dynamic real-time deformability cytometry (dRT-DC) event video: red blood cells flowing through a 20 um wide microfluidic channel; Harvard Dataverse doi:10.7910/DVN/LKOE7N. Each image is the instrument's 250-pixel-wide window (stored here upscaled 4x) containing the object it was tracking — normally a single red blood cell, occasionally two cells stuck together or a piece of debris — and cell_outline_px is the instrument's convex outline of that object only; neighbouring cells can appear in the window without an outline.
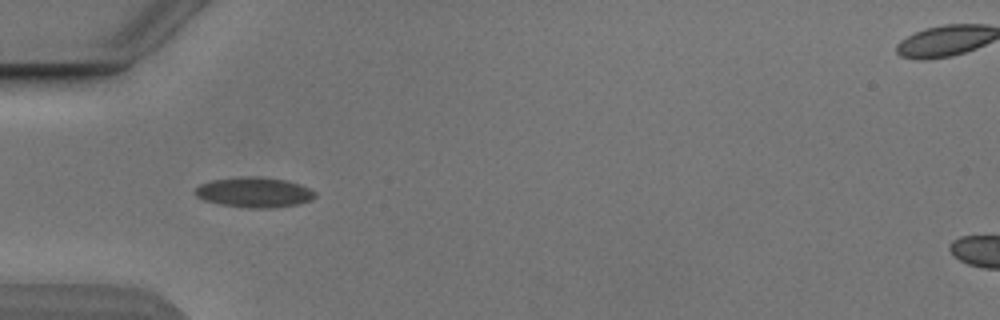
{"species": "Egyptian fruit bat (a non-hibernating species)", "species_latin": "Rousettus aegyptiacus", "temperature_condition": "cold", "stored_images_in_passage": 37, "camera_frame_rate_fps": 3000, "um_per_image_px": 0.085, "animal": {"sex": "male"}, "frame": {"image": 1, "passage_image": 1, "time_ms": 0.0, "image_size_px": [1000, 320], "cell_outline_px": [[316, 196], [312, 200], [300, 204], [272, 208], [248, 208], [220, 204], [204, 200], [196, 196], [192, 192], [200, 184], [212, 180], [244, 176], [256, 176], [288, 180], [300, 184], [316, 192]], "centroid_in_image_um": [21.62, 16.35], "position_along_channel_um": 63.4, "area_um2": 21.33}}
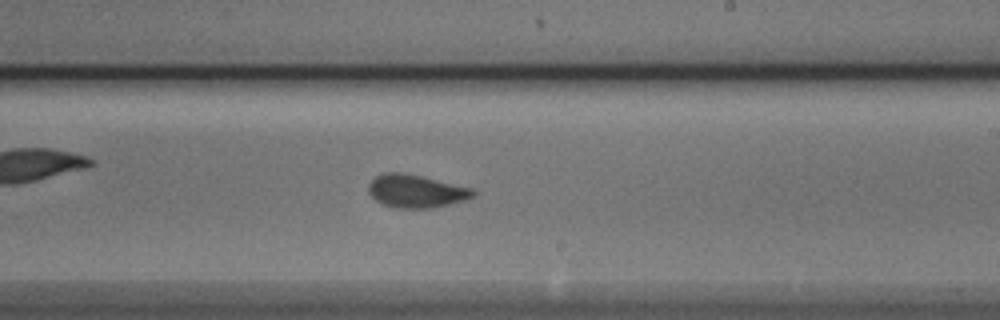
{"frame": {"image": 2, "passage_image": 16, "time_ms": 5.0, "image_size_px": [1000, 320], "cell_outline_px": [[476, 196], [464, 200], [432, 208], [396, 208], [384, 204], [376, 200], [368, 192], [368, 184], [376, 176], [384, 172], [400, 172], [420, 176], [472, 188], [476, 192]], "centroid_in_image_um": [35.35, 16.25], "position_along_channel_um": 253.6, "area_um2": 19.94}}
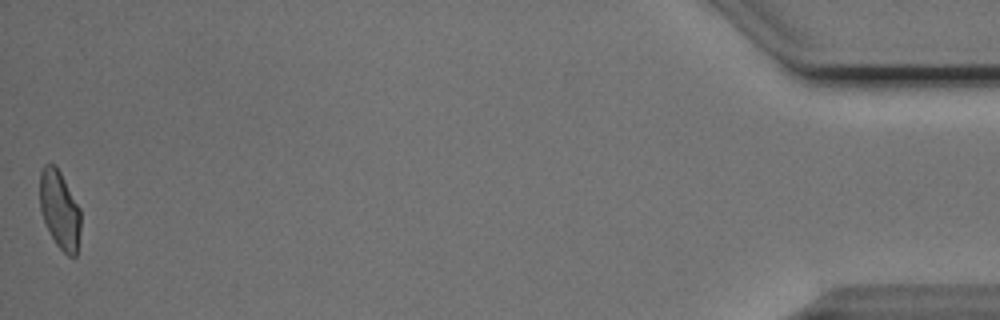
{"frame": {"image": 3, "passage_image": 37, "time_ms": 12.0, "image_size_px": [1000, 320], "cell_outline_px": [[80, 228], [76, 256], [68, 256], [56, 244], [44, 220], [40, 208], [40, 172], [44, 164], [52, 164], [60, 172], [80, 208]], "centroid_in_image_um": [5.07, 17.83], "position_along_channel_um": 430.1, "area_um2": 18.26}, "authors_computed_cell_mechanics": {"area_um2": 19.8832, "velocity_mm_per_s": 3.8574, "shape_relaxation_time_tau1_ms": 4.6426, "shape_relaxation_time_tau2_ms": 1.238, "deformation_change_tau1": 0.1039, "deformation_change_tau2": 0.0553}}